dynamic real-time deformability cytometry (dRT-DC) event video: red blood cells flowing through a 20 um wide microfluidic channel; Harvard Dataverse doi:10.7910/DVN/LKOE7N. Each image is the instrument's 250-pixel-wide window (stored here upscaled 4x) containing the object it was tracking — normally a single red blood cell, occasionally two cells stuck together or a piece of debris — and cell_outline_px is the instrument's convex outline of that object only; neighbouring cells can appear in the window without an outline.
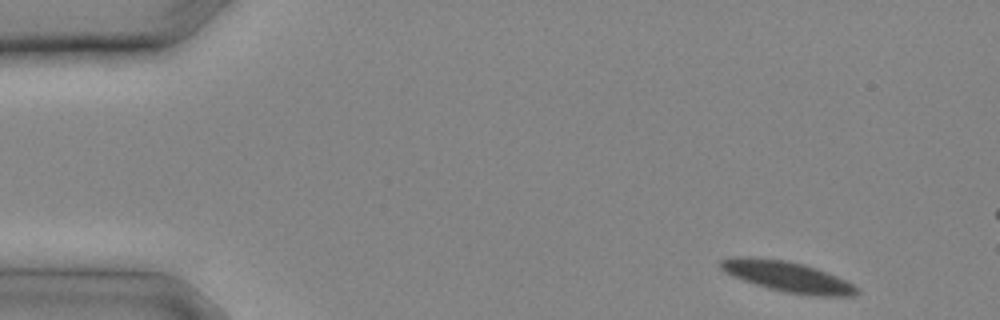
{"species": "common noctule bat (a hibernating species)", "species_latin": "Nyctalus noctula", "temperature_condition": "cold", "stored_images_in_passage": 8, "camera_frame_rate_fps": 3000, "um_per_image_px": 0.085, "animal": {"sex": "male", "body_mass_g": 20.4}, "frame": {"image": 1, "passage_image": 1, "time_ms": 0.0, "image_size_px": [1000, 320], "cell_outline_px": [[860, 292], [852, 296], [808, 296], [768, 288], [732, 276], [724, 272], [720, 268], [720, 260], [732, 256], [748, 256], [784, 260], [804, 264], [816, 268], [836, 276], [852, 284]], "centroid_in_image_um": [66.89, 23.5], "position_along_channel_um": 18.1, "area_um2": 24.16}}